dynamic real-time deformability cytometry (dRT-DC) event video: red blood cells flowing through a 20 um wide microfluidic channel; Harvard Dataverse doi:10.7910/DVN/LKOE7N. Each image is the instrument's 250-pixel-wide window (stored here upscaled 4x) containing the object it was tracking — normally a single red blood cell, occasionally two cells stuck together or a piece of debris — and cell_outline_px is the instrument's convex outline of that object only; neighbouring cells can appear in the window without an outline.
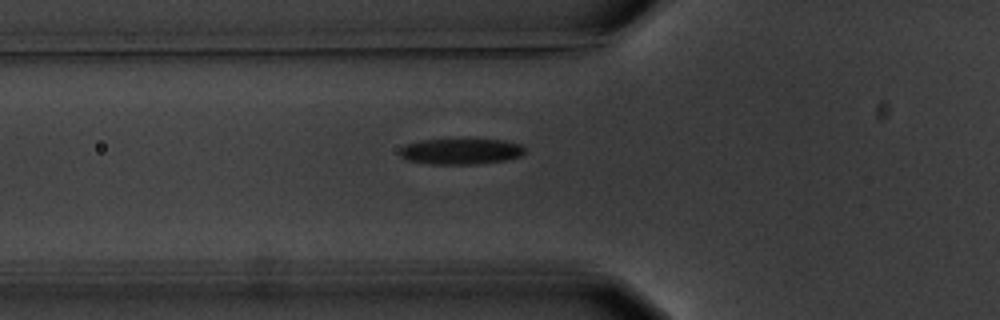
{"species": "common noctule bat (a hibernating species)", "species_latin": "Nyctalus noctula", "temperature_condition": "warm", "stored_images_in_passage": 3, "camera_frame_rate_fps": 3000, "um_per_image_px": 0.085, "animal": {"sex": "male", "body_mass_g": 20.1, "forearm_length_mm": 53.5}, "frame": {"image": 1, "passage_image": 3, "time_ms": 3.333, "image_size_px": [1000, 320], "cell_outline_px": [[524, 152], [520, 156], [504, 160], [476, 164], [428, 164], [408, 160], [400, 156], [400, 148], [404, 144], [420, 140], [504, 140], [520, 144], [524, 148]], "centroid_in_image_um": [39.12, 12.87], "position_along_channel_um": 86.7, "area_um2": 18.67}}